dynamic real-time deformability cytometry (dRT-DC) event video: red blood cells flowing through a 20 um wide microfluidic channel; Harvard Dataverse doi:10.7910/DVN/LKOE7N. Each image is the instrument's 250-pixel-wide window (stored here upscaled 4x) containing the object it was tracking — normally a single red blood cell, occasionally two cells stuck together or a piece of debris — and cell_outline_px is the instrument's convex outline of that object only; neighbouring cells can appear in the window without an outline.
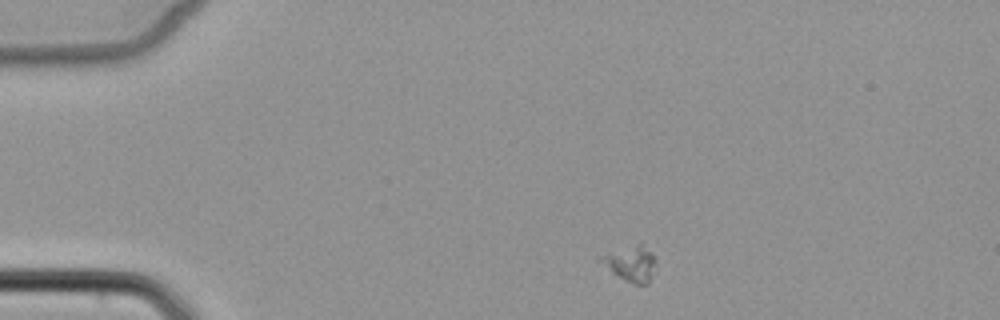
{"species": "common noctule bat (a hibernating species)", "species_latin": "Nyctalus noctula", "temperature_condition": "cold", "stored_images_in_passage": 2, "camera_frame_rate_fps": 3000, "um_per_image_px": 0.085, "animal": {"sex": "female", "body_mass_g": 22.7, "forearm_length_mm": 54.2}, "frame": {"image": 1, "passage_image": 1, "time_ms": 0.0, "image_size_px": [1000, 320], "cell_outline_px": [[652, 264], [648, 284], [636, 284], [612, 272], [596, 260], [596, 256], [640, 244], [652, 256]], "centroid_in_image_um": [53.47, 22.41], "position_along_channel_um": 31.5, "area_um2": 10.35}}